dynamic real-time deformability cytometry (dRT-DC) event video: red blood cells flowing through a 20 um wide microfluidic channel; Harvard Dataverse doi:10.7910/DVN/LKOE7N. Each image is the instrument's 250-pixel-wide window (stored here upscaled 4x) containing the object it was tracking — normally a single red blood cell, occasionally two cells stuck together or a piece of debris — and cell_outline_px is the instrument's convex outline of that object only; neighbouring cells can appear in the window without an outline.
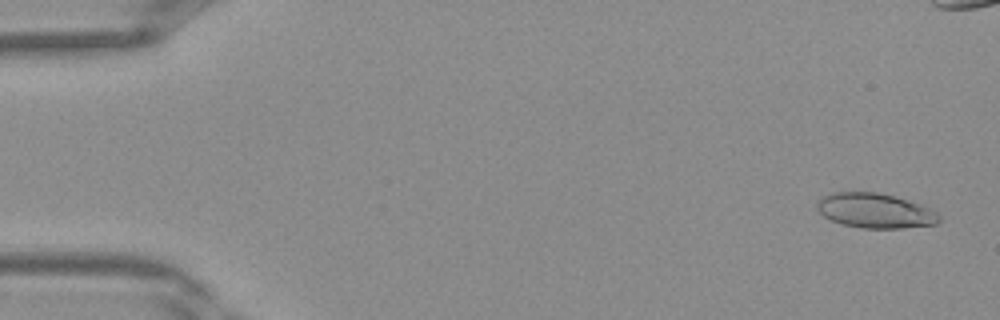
{"species": "Egyptian fruit bat (a non-hibernating species)", "species_latin": "Rousettus aegyptiacus", "temperature_condition": "warm", "stored_images_in_passage": 41, "camera_frame_rate_fps": 3000, "um_per_image_px": 0.085, "frame": {"image": 1, "passage_image": 2, "time_ms": 0.333, "image_size_px": [1000, 320], "cell_outline_px": [[940, 220], [936, 224], [900, 228], [864, 228], [840, 224], [824, 216], [816, 208], [816, 204], [820, 196], [832, 192], [876, 192], [924, 204], [936, 212], [940, 216]], "centroid_in_image_um": [74.37, 17.9], "position_along_channel_um": 10.6, "area_um2": 24.85}}
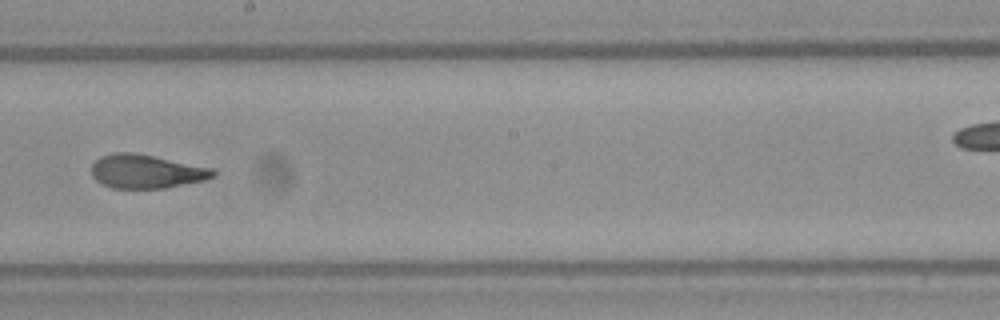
{"frame": {"image": 2, "passage_image": 23, "time_ms": 7.333, "image_size_px": [1000, 320], "cell_outline_px": [[216, 176], [204, 180], [164, 188], [112, 188], [96, 180], [92, 176], [92, 164], [100, 156], [112, 152], [132, 152], [212, 168], [216, 172]], "centroid_in_image_um": [12.41, 14.57], "position_along_channel_um": 235.8, "area_um2": 23.7}}
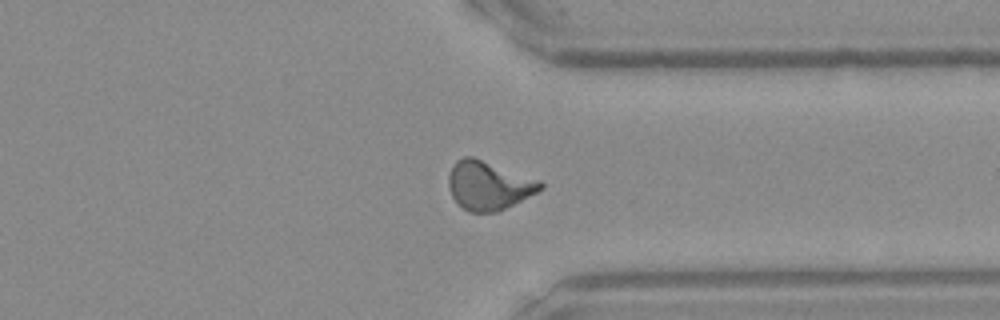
{"frame": {"image": 3, "passage_image": 31, "time_ms": 10.0, "image_size_px": [1000, 320], "cell_outline_px": [[544, 188], [496, 212], [468, 212], [452, 196], [448, 184], [448, 176], [452, 164], [456, 160], [464, 156], [472, 156], [540, 180], [544, 184]], "centroid_in_image_um": [41.51, 15.74], "position_along_channel_um": 369.9, "area_um2": 25.78}}